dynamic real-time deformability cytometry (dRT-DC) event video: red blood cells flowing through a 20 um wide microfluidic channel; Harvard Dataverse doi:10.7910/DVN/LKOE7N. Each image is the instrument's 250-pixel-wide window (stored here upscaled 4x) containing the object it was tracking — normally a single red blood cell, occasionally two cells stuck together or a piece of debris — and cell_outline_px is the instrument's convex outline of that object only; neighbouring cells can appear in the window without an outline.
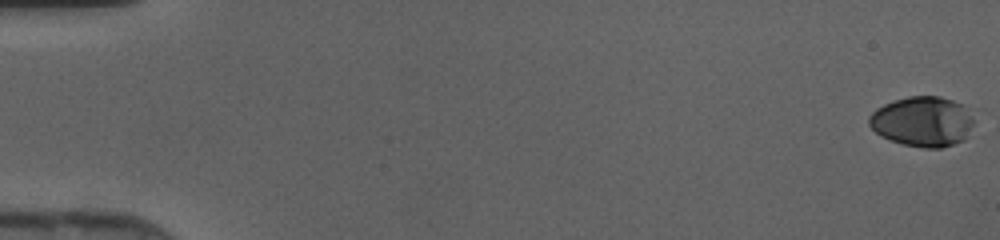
{"species": "human", "species_latin": "Homo sapiens", "temperature_condition": "cold", "stored_images_in_passage": 47, "camera_frame_rate_fps": 3000, "um_per_image_px": 0.085, "donor": {"sex": "female"}, "frame": {"image": 1, "passage_image": 1, "time_ms": 0.0, "image_size_px": [1000, 240], "cell_outline_px": [[972, 124], [968, 136], [964, 140], [940, 148], [924, 148], [904, 144], [880, 136], [868, 124], [868, 116], [876, 108], [884, 104], [908, 96], [940, 96], [964, 104], [968, 108], [972, 120]], "centroid_in_image_um": [78.41, 10.32], "position_along_channel_um": 6.6, "area_um2": 30.63}}
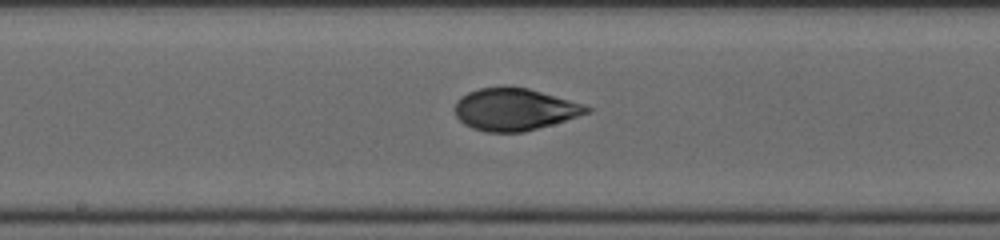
{"frame": {"image": 2, "passage_image": 26, "time_ms": 8.333, "image_size_px": [1000, 240], "cell_outline_px": [[592, 112], [552, 124], [524, 132], [488, 132], [472, 128], [464, 124], [456, 116], [456, 100], [468, 92], [480, 88], [504, 84], [508, 84], [528, 88], [584, 104], [592, 108]], "centroid_in_image_um": [43.74, 9.27], "position_along_channel_um": 204.5, "area_um2": 32.71}}
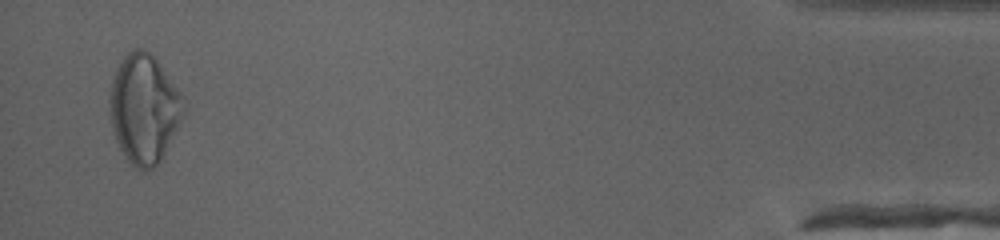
{"frame": {"image": 3, "passage_image": 46, "time_ms": 15.0, "image_size_px": [1000, 240], "cell_outline_px": [[184, 112], [160, 160], [152, 168], [136, 168], [128, 160], [120, 148], [116, 140], [112, 128], [108, 100], [112, 80], [116, 68], [124, 56], [128, 52], [136, 48], [144, 48], [156, 60], [184, 96]], "centroid_in_image_um": [12.22, 9.2], "position_along_channel_um": 423.0, "area_um2": 46.18}}